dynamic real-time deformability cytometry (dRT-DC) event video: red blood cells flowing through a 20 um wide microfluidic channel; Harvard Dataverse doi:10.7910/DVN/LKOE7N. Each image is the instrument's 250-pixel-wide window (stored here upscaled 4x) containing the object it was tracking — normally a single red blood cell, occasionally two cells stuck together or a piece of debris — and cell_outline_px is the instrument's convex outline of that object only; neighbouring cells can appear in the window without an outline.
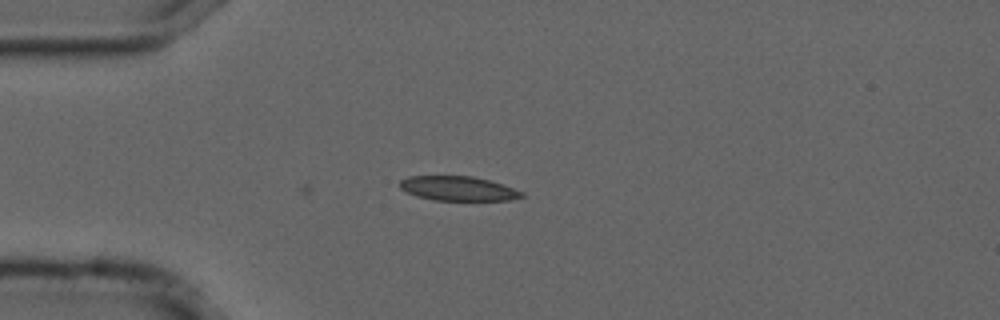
{"species": "common noctule bat (a hibernating species)", "species_latin": "Nyctalus noctula", "temperature_condition": "cold", "stored_images_in_passage": 2, "camera_frame_rate_fps": 3000, "um_per_image_px": 0.085, "animal": {"sex": "male", "forearm_length_mm": 52.5}, "frame": {"image": 1, "passage_image": 2, "time_ms": 0.333, "image_size_px": [1000, 320], "cell_outline_px": [[524, 196], [508, 200], [436, 200], [416, 196], [400, 188], [400, 180], [408, 176], [472, 176], [488, 180], [524, 192]], "centroid_in_image_um": [38.91, 16.02], "position_along_channel_um": 46.1, "area_um2": 17.11}}